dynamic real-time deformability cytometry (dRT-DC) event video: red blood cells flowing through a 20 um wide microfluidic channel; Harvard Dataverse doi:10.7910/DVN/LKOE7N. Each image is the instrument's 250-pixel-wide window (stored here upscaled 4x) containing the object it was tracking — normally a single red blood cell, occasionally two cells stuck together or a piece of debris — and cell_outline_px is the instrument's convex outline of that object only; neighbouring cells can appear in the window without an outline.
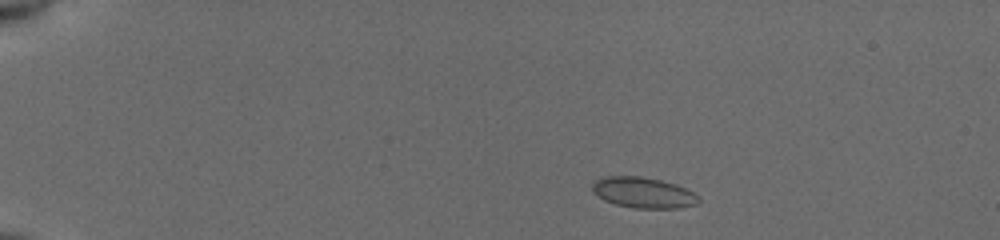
{"species": "common noctule bat (a hibernating species)", "species_latin": "Nyctalus noctula", "temperature_condition": "cold", "stored_images_in_passage": 44, "camera_frame_rate_fps": 3000, "um_per_image_px": 0.085, "animal": {"sex": "female", "body_mass_g": 19.5, "forearm_length_mm": 54.1}, "frame": {"image": 1, "passage_image": 1, "time_ms": 0.0, "image_size_px": [1000, 240], "cell_outline_px": [[700, 200], [696, 204], [676, 208], [632, 208], [616, 204], [604, 200], [592, 192], [592, 184], [596, 180], [604, 176], [640, 176], [660, 180], [676, 184], [692, 192]], "centroid_in_image_um": [54.63, 16.37], "position_along_channel_um": 30.4, "area_um2": 18.9}}
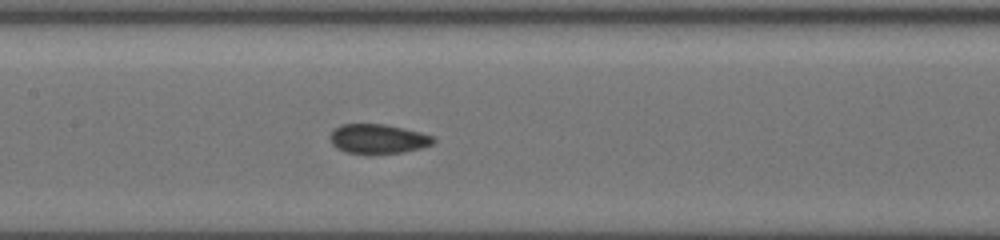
{"frame": {"image": 2, "passage_image": 19, "time_ms": 6.0, "image_size_px": [1000, 240], "cell_outline_px": [[436, 140], [432, 144], [420, 148], [404, 152], [372, 156], [368, 156], [344, 152], [336, 148], [332, 144], [328, 136], [340, 124], [384, 124], [404, 128], [420, 132], [432, 136]], "centroid_in_image_um": [32.09, 11.84], "position_along_channel_um": 175.3, "area_um2": 18.32}}
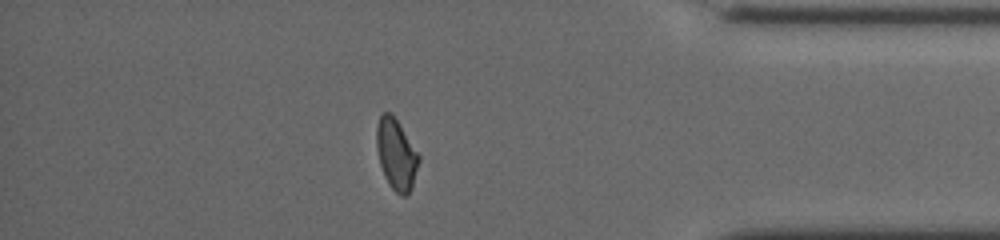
{"frame": {"image": 3, "passage_image": 38, "time_ms": 12.333, "image_size_px": [1000, 240], "cell_outline_px": [[420, 160], [412, 188], [404, 196], [400, 196], [388, 184], [384, 176], [380, 164], [376, 148], [376, 128], [380, 116], [384, 112], [392, 112], [420, 156]], "centroid_in_image_um": [33.67, 13.12], "position_along_channel_um": 401.5, "area_um2": 17.51}, "authors_computed_cell_mechanics": {"area_um2": 17.8891, "velocity_mm_per_s": 3.9346, "shape_relaxation_time_tau1_ms": 5.8448, "shape_relaxation_time_tau2_ms": 1.2503, "deformation_change_tau1": 0.0846, "deformation_change_tau2": 0.0707}}